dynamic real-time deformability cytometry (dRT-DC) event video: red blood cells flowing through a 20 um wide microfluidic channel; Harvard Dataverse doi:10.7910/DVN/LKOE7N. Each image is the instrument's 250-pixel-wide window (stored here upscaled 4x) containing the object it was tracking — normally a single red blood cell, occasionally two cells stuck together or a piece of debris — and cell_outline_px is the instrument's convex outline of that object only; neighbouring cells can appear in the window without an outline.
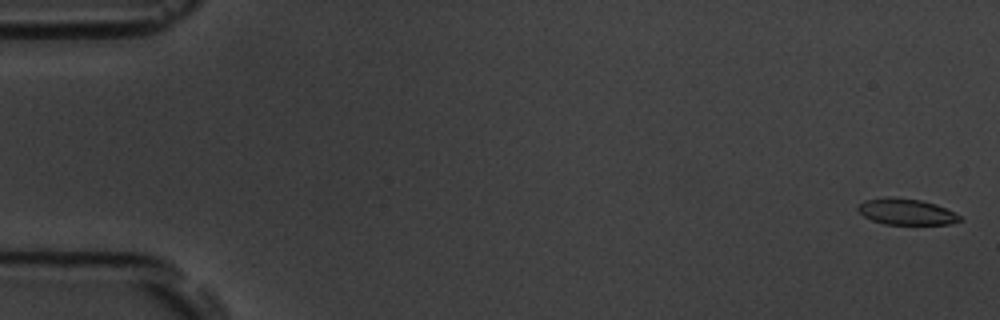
{"species": "common noctule bat (a hibernating species)", "species_latin": "Nyctalus noctula", "temperature_condition": "room temperature", "stored_images_in_passage": 56, "camera_frame_rate_fps": 3000, "um_per_image_px": 0.085, "animal": {"sex": "male", "body_mass_g": 19.5, "forearm_length_mm": 54.6}, "frame": {"image": 1, "passage_image": 2, "time_ms": 0.333, "image_size_px": [1000, 320], "cell_outline_px": [[964, 220], [948, 224], [884, 224], [872, 220], [864, 216], [856, 208], [864, 200], [884, 196], [888, 196], [920, 200], [936, 204], [960, 216]], "centroid_in_image_um": [77.0, 17.99], "position_along_channel_um": 8.0, "area_um2": 15.43}}
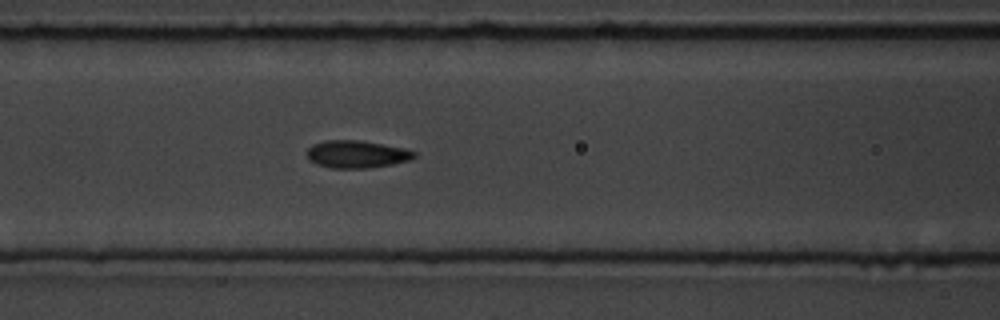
{"frame": {"image": 2, "passage_image": 24, "time_ms": 7.667, "image_size_px": [1000, 320], "cell_outline_px": [[416, 156], [412, 160], [392, 164], [368, 168], [332, 168], [316, 164], [308, 160], [308, 148], [312, 144], [324, 140], [360, 140], [404, 148], [416, 152]], "centroid_in_image_um": [30.32, 13.11], "position_along_channel_um": 136.3, "area_um2": 17.28}}
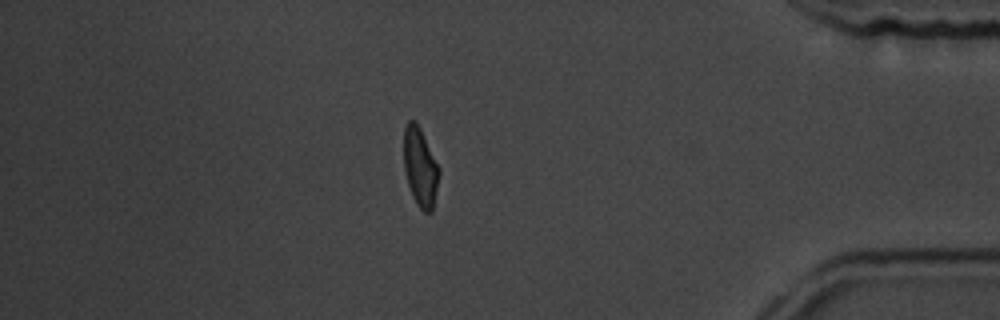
{"frame": {"image": 3, "passage_image": 48, "time_ms": 15.667, "image_size_px": [1000, 320], "cell_outline_px": [[440, 172], [432, 212], [424, 212], [416, 204], [412, 196], [404, 172], [404, 128], [408, 120], [416, 120], [440, 168]], "centroid_in_image_um": [35.71, 14.2], "position_along_channel_um": 399.5, "area_um2": 16.3}, "authors_computed_cell_mechanics": {"area_um2": 16.6753, "velocity_mm_per_s": 3.7519, "shape_relaxation_time_tau1_ms": 3.5949, "shape_relaxation_time_tau2_ms": 1.1584, "deformation_change_tau1": 0.143, "deformation_change_tau2": 0.0796}}